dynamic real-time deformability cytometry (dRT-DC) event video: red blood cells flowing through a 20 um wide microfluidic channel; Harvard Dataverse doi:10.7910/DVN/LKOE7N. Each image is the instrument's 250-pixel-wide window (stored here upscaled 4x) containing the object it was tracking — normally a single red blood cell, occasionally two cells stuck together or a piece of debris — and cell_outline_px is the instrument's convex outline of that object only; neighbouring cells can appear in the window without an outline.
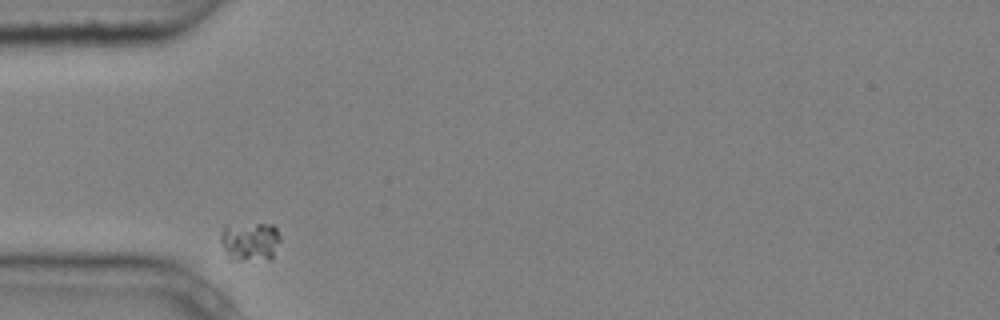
{"species": "common noctule bat (a hibernating species)", "species_latin": "Nyctalus noctula", "temperature_condition": "cold", "stored_images_in_passage": 7, "camera_frame_rate_fps": 3000, "um_per_image_px": 0.085, "animal": {"sex": "male", "body_mass_g": 20.4}, "frame": {"image": 1, "passage_image": 1, "time_ms": 0.0, "image_size_px": [1000, 320], "cell_outline_px": [[280, 240], [272, 260], [232, 260], [228, 256], [220, 240], [220, 236], [224, 224], [272, 224], [276, 228], [280, 236]], "centroid_in_image_um": [21.26, 20.52], "position_along_channel_um": 63.7, "area_um2": 13.81}}
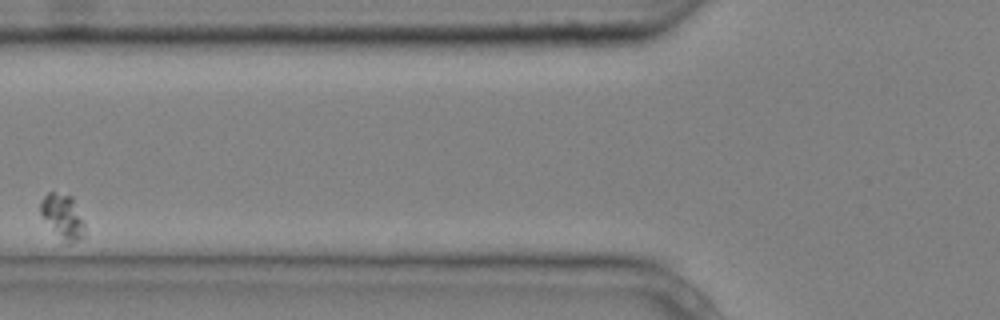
{"frame": {"image": 2, "passage_image": 2, "time_ms": 0.333, "image_size_px": [1000, 320], "cell_outline_px": [[84, 232], [72, 244], [68, 244], [64, 240], [40, 212], [40, 200], [48, 192], [52, 192], [72, 196], [84, 224]], "centroid_in_image_um": [5.33, 18.34], "position_along_channel_um": 120.5, "area_um2": 10.75}}
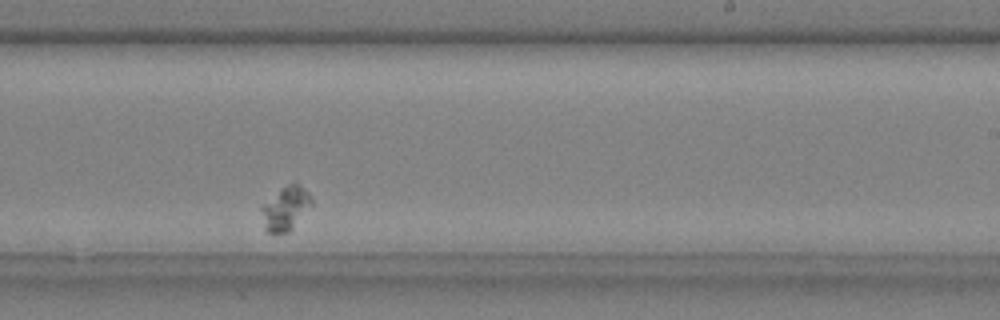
{"frame": {"image": 3, "passage_image": 6, "time_ms": 1.667, "image_size_px": [1000, 320], "cell_outline_px": [[312, 204], [292, 228], [288, 232], [264, 232], [260, 208], [260, 204], [280, 188], [292, 180], [296, 180], [308, 192], [312, 200]], "centroid_in_image_um": [24.22, 17.65], "position_along_channel_um": 264.8, "area_um2": 13.18}}